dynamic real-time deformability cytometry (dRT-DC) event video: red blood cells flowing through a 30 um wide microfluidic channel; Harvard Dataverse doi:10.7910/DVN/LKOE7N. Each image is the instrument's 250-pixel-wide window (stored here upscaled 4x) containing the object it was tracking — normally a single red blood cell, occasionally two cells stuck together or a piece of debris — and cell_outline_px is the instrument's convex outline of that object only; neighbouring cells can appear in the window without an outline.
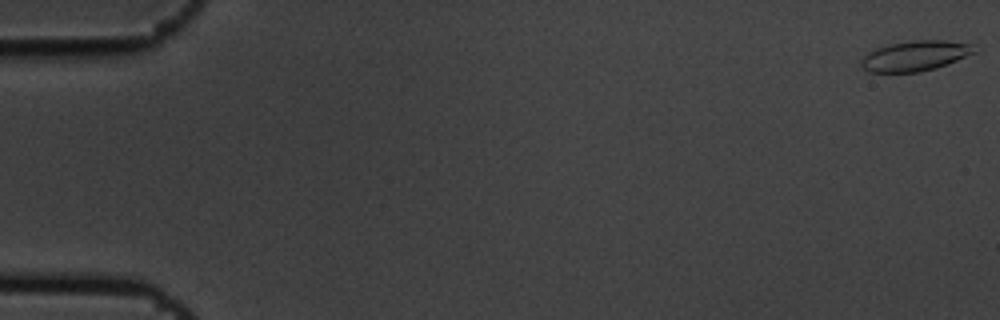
{"species": "common noctule bat (a hibernating species)", "species_latin": "Nyctalus noctula", "temperature_condition": "cold", "stored_images_in_passage": 7, "camera_frame_rate_fps": 3000, "um_per_image_px": 0.085, "animal": {"sex": "male", "body_mass_g": 19.5, "forearm_length_mm": 54.6}, "frame": {"image": 1, "passage_image": 1, "time_ms": 0.0, "image_size_px": [1000, 320], "cell_outline_px": [[980, 48], [976, 52], [936, 68], [920, 72], [868, 72], [860, 64], [860, 60], [868, 52], [876, 48], [892, 44], [916, 40], [944, 40], [972, 44]], "centroid_in_image_um": [77.81, 4.75], "position_along_channel_um": 7.2, "area_um2": 19.88}}
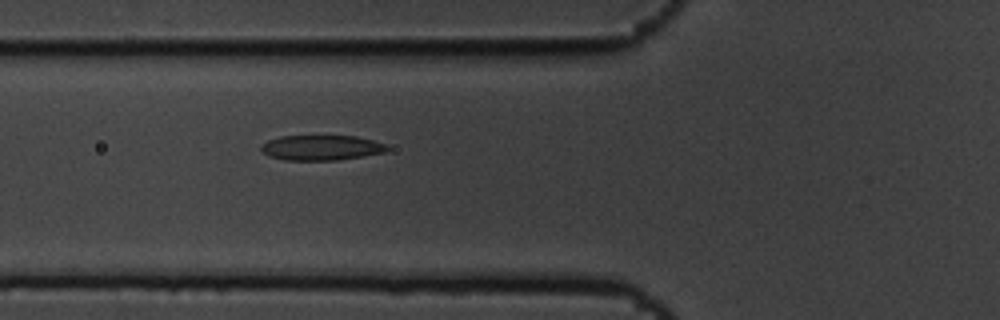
{"frame": {"image": 2, "passage_image": 7, "time_ms": 2.0, "image_size_px": [1000, 320], "cell_outline_px": [[388, 148], [384, 152], [364, 156], [336, 160], [284, 160], [268, 156], [260, 148], [260, 144], [268, 140], [280, 136], [356, 136], [388, 144]], "centroid_in_image_um": [27.29, 12.55], "position_along_channel_um": 98.5, "area_um2": 18.5}}